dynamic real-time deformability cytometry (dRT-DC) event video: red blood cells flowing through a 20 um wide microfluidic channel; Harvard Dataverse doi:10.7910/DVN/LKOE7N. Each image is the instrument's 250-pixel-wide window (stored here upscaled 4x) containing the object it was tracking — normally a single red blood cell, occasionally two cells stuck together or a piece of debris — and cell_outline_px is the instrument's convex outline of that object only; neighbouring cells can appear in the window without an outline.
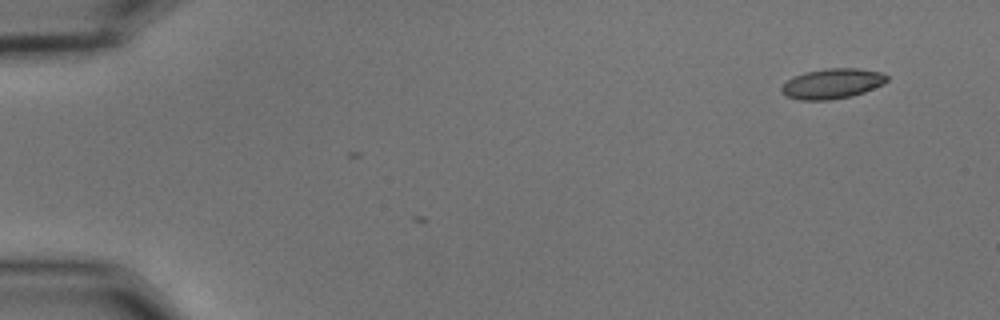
{"species": "common noctule bat (a hibernating species)", "species_latin": "Nyctalus noctula", "temperature_condition": "cold", "stored_images_in_passage": 5, "camera_frame_rate_fps": 3000, "um_per_image_px": 0.085, "animal": {"sex": "male", "body_mass_g": 15.6}, "frame": {"image": 1, "passage_image": 5, "time_ms": 1.333, "image_size_px": [1000, 320], "cell_outline_px": [[888, 80], [884, 84], [864, 92], [852, 96], [828, 100], [800, 100], [784, 96], [780, 92], [780, 88], [788, 80], [804, 72], [828, 68], [860, 68], [880, 72], [888, 76]], "centroid_in_image_um": [70.74, 7.11], "position_along_channel_um": 14.3, "area_um2": 18.61}}